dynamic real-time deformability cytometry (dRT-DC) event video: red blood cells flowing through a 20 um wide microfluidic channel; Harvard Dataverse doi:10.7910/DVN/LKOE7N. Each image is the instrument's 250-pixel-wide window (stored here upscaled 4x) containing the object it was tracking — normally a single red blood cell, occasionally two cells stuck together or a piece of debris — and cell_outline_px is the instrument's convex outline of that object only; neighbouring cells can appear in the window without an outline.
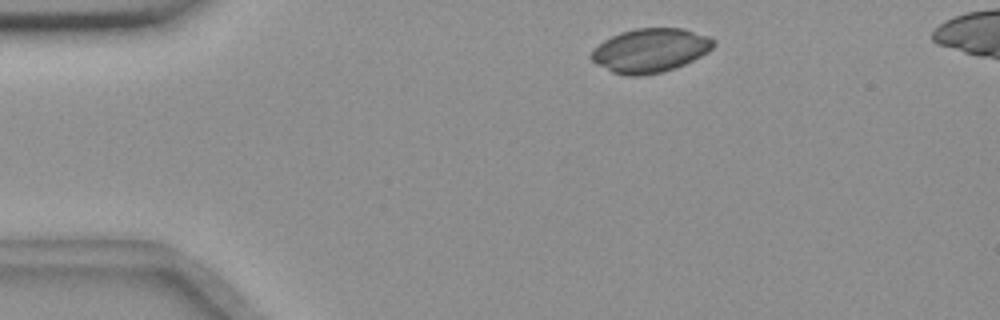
{"species": "common noctule bat (a hibernating species)", "species_latin": "Nyctalus noctula", "temperature_condition": "room temperature", "stored_images_in_passage": 4, "camera_frame_rate_fps": 3000, "um_per_image_px": 0.085, "animal": {"sex": "female", "body_mass_g": 18.4}, "frame": {"image": 1, "passage_image": 2, "time_ms": 1.0, "image_size_px": [1000, 320], "cell_outline_px": [[716, 44], [708, 52], [676, 68], [660, 72], [640, 76], [628, 76], [612, 72], [596, 64], [588, 56], [604, 40], [620, 32], [636, 28], [684, 28], [708, 36], [716, 40]], "centroid_in_image_um": [55.28, 4.28], "position_along_channel_um": 29.7, "area_um2": 31.27}}